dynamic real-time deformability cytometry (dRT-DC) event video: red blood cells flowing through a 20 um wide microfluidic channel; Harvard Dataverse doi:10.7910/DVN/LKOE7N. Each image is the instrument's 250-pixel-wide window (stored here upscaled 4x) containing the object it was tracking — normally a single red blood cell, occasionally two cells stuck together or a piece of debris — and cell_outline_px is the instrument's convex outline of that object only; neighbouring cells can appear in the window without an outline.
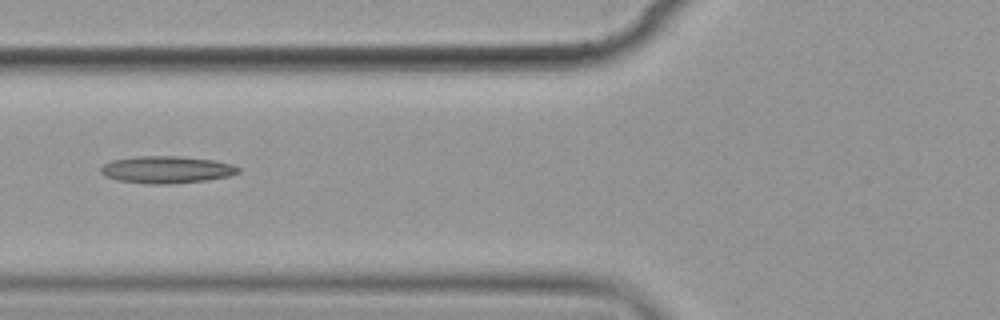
{"species": "common noctule bat (a hibernating species)", "species_latin": "Nyctalus noctula", "temperature_condition": "cold", "stored_images_in_passage": 12, "camera_frame_rate_fps": 3000, "um_per_image_px": 0.085, "animal": {"sex": "female", "body_mass_g": 19.9}, "frame": {"image": 1, "passage_image": 5, "time_ms": 5.667, "image_size_px": [1000, 320], "cell_outline_px": [[240, 172], [228, 176], [208, 180], [168, 184], [148, 184], [116, 180], [104, 176], [100, 172], [100, 168], [104, 164], [112, 160], [136, 156], [180, 156], [216, 160], [232, 164], [240, 168]], "centroid_in_image_um": [14.15, 14.42], "position_along_channel_um": 111.6, "area_um2": 21.96}}
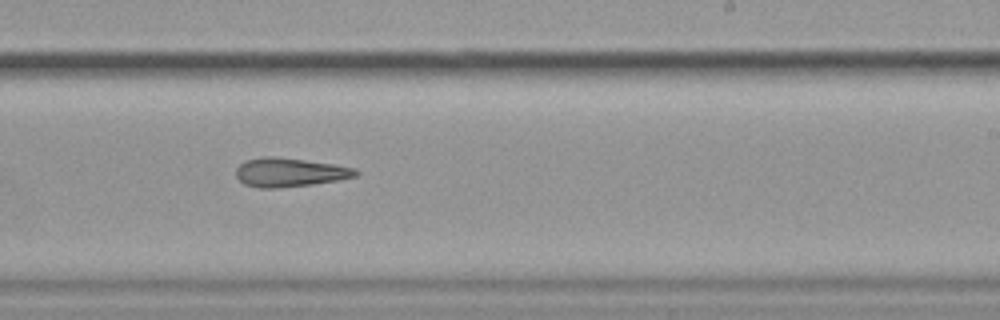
{"frame": {"image": 2, "passage_image": 9, "time_ms": 10.0, "image_size_px": [1000, 320], "cell_outline_px": [[360, 172], [356, 176], [340, 180], [312, 184], [276, 188], [260, 188], [244, 184], [236, 176], [236, 168], [244, 160], [264, 156], [272, 156], [304, 160], [332, 164], [352, 168]], "centroid_in_image_um": [24.58, 14.65], "position_along_channel_um": 264.4, "area_um2": 20.0}}
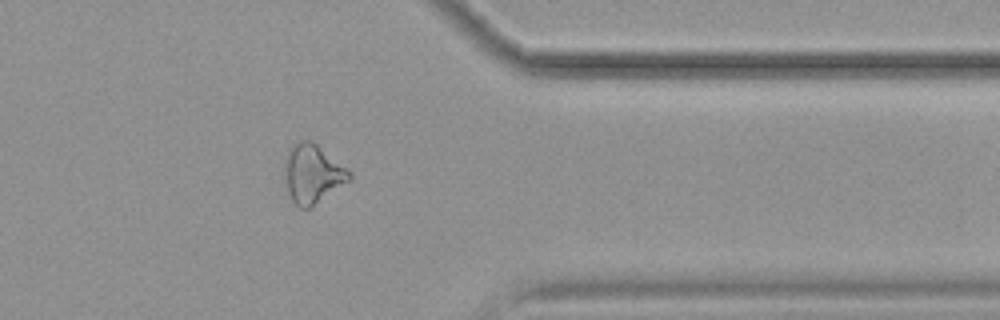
{"frame": {"image": 3, "passage_image": 12, "time_ms": 13.667, "image_size_px": [1000, 320], "cell_outline_px": [[352, 180], [312, 208], [300, 208], [292, 200], [288, 192], [284, 168], [284, 160], [288, 148], [292, 144], [300, 140], [308, 140], [316, 144], [344, 168], [352, 176]], "centroid_in_image_um": [26.54, 14.81], "position_along_channel_um": 384.9, "area_um2": 22.08}, "authors_computed_cell_mechanics": {"area_um2": 20.9236, "velocity_mm_per_s": 3.5383, "shape_relaxation_time_tau1_ms": null, "shape_relaxation_time_tau2_ms": 4.8595, "deformation_change_tau1": null, "deformation_change_tau2": 0.1421}}